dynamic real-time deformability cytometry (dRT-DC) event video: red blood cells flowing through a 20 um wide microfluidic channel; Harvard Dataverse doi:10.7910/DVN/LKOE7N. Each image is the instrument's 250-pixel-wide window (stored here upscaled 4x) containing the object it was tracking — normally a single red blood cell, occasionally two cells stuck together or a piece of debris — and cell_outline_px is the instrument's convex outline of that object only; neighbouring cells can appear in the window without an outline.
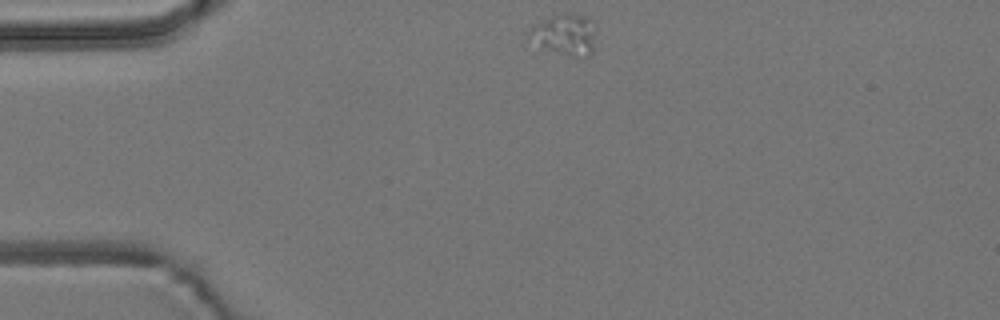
{"species": "common noctule bat (a hibernating species)", "species_latin": "Nyctalus noctula", "temperature_condition": "room temperature", "stored_images_in_passage": 3, "camera_frame_rate_fps": 3000, "um_per_image_px": 0.085, "animal": {"sex": "male", "body_mass_g": 19.2, "forearm_length_mm": 51.8}, "frame": {"image": 1, "passage_image": 1, "time_ms": 0.0, "image_size_px": [1000, 320], "cell_outline_px": [[596, 24], [592, 52], [584, 60], [540, 48], [528, 36], [528, 32], [532, 24], [552, 16], [564, 12], [584, 16], [592, 20]], "centroid_in_image_um": [48.03, 2.96], "position_along_channel_um": 37.0, "area_um2": 16.53}}